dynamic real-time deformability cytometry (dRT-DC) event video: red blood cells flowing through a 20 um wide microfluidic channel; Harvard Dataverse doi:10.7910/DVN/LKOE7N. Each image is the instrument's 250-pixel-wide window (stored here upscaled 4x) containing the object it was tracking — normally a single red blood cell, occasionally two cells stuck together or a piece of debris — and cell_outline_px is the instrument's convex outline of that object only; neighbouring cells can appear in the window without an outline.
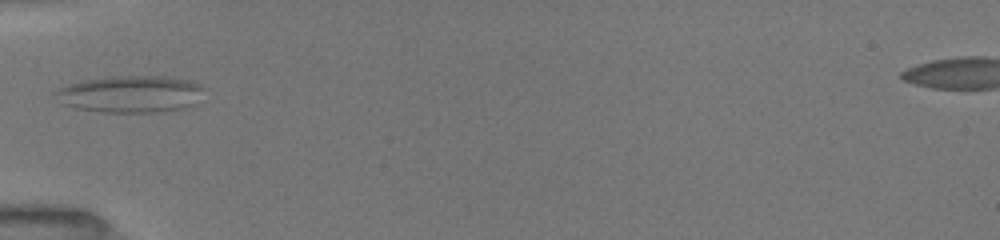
{"species": "common noctule bat (a hibernating species)", "species_latin": "Nyctalus noctula", "temperature_condition": "room temperature", "stored_images_in_passage": 13, "camera_frame_rate_fps": 3000, "um_per_image_px": 0.085, "animal": {"sex": "female", "body_mass_g": 19.5, "forearm_length_mm": 54.1}, "frame": {"image": 1, "passage_image": 10, "time_ms": 6.0, "image_size_px": [1000, 240], "cell_outline_px": [[208, 88], [196, 104], [184, 108], [152, 112], [100, 112], [76, 108], [60, 104], [52, 92], [56, 88], [68, 84], [84, 80], [112, 76], [160, 76], [192, 80]], "centroid_in_image_um": [11.1, 7.99], "position_along_channel_um": 73.9, "area_um2": 32.6}}
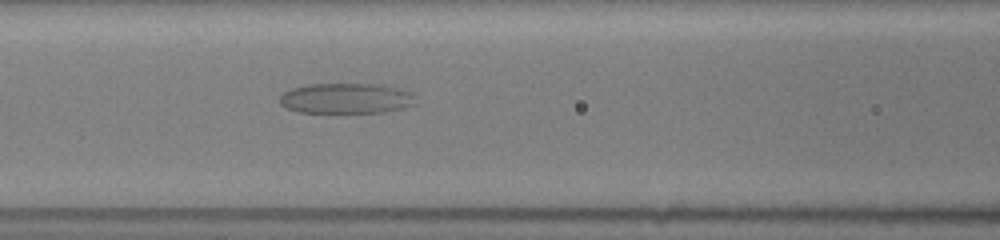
{"frame": {"image": 2, "passage_image": 13, "time_ms": 7.667, "image_size_px": [1000, 240], "cell_outline_px": [[416, 104], [404, 108], [384, 112], [300, 112], [288, 108], [280, 104], [280, 96], [284, 92], [292, 88], [308, 84], [380, 84], [412, 92]], "centroid_in_image_um": [29.44, 8.36], "position_along_channel_um": 137.2, "area_um2": 23.99}}